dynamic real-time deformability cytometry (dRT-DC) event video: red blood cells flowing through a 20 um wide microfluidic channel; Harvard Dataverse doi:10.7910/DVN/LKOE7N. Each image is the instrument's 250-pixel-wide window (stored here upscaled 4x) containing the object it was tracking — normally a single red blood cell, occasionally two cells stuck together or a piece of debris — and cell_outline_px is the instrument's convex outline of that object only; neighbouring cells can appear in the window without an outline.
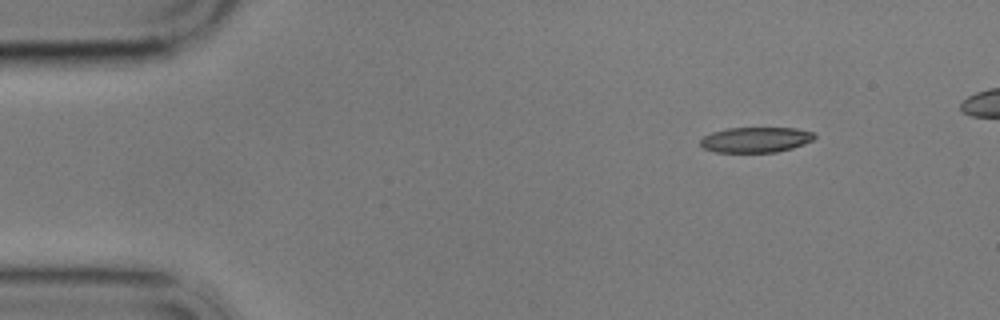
{"species": "common noctule bat (a hibernating species)", "species_latin": "Nyctalus noctula", "temperature_condition": "cold", "stored_images_in_passage": 7, "camera_frame_rate_fps": 3000, "um_per_image_px": 0.085, "animal": {"sex": "male", "body_mass_g": 17.9}, "frame": {"image": 1, "passage_image": 1, "time_ms": 0.0, "image_size_px": [1000, 320], "cell_outline_px": [[816, 136], [812, 140], [804, 144], [792, 148], [776, 152], [716, 152], [704, 148], [700, 144], [700, 140], [704, 136], [712, 132], [728, 128], [796, 128], [816, 132]], "centroid_in_image_um": [64.26, 11.87], "position_along_channel_um": 20.7, "area_um2": 16.88}}
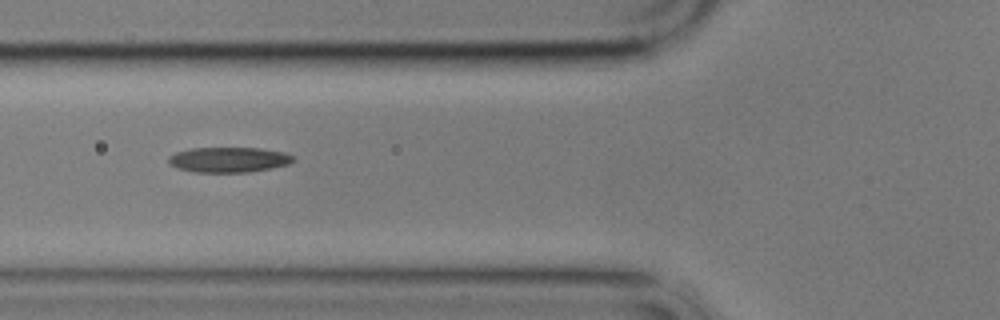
{"frame": {"image": 2, "passage_image": 5, "time_ms": 4.667, "image_size_px": [1000, 320], "cell_outline_px": [[296, 160], [288, 164], [272, 168], [248, 172], [192, 172], [176, 168], [168, 164], [168, 156], [176, 152], [192, 148], [260, 148], [284, 152], [292, 156]], "centroid_in_image_um": [19.41, 13.58], "position_along_channel_um": 106.4, "area_um2": 18.44}}
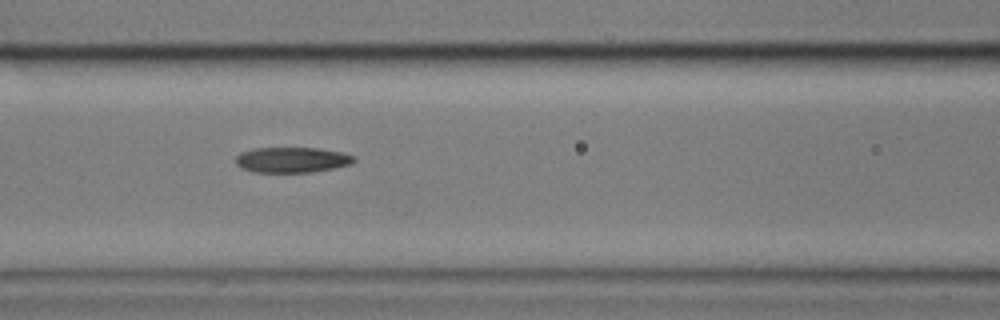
{"frame": {"image": 3, "passage_image": 6, "time_ms": 5.667, "image_size_px": [1000, 320], "cell_outline_px": [[356, 160], [352, 164], [312, 172], [252, 172], [240, 168], [236, 164], [236, 156], [240, 152], [252, 148], [320, 148], [340, 152], [356, 156]], "centroid_in_image_um": [24.8, 13.58], "position_along_channel_um": 141.8, "area_um2": 17.69}}